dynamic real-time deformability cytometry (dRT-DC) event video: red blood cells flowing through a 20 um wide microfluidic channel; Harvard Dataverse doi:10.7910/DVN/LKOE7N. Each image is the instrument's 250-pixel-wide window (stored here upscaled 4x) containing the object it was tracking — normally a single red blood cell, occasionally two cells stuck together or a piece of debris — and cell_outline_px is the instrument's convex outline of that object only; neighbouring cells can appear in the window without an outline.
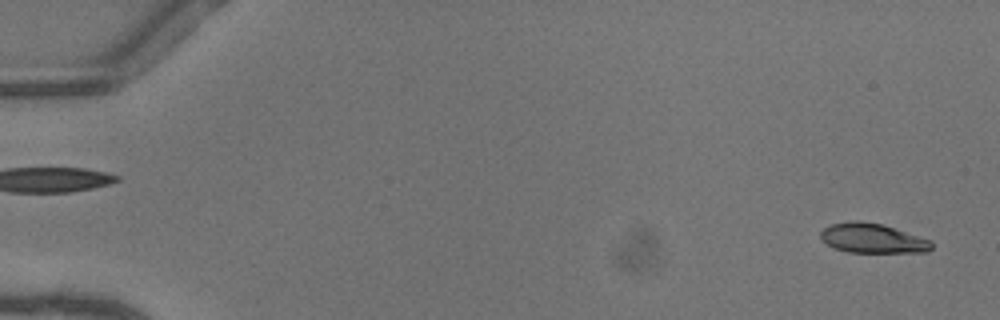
{"species": "common noctule bat (a hibernating species)", "species_latin": "Nyctalus noctula", "temperature_condition": "warm", "stored_images_in_passage": 51, "camera_frame_rate_fps": 3000, "um_per_image_px": 0.085, "animal": {"sex": "female"}, "frame": {"image": 1, "passage_image": 2, "time_ms": 0.333, "image_size_px": [1000, 320], "cell_outline_px": [[932, 248], [928, 252], [848, 252], [832, 248], [820, 236], [820, 232], [824, 228], [832, 224], [852, 220], [860, 220], [884, 224], [932, 240]], "centroid_in_image_um": [74.19, 20.24], "position_along_channel_um": 10.8, "area_um2": 19.31}}
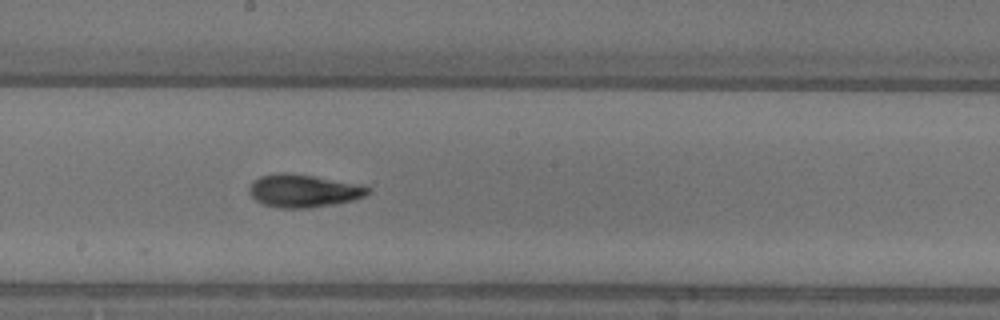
{"frame": {"image": 2, "passage_image": 29, "time_ms": 9.333, "image_size_px": [1000, 320], "cell_outline_px": [[368, 192], [364, 196], [352, 200], [332, 204], [308, 208], [280, 208], [264, 204], [256, 200], [248, 192], [248, 188], [260, 176], [276, 172], [284, 172], [312, 176], [360, 184], [368, 188]], "centroid_in_image_um": [25.75, 16.21], "position_along_channel_um": 222.4, "area_um2": 22.37}}
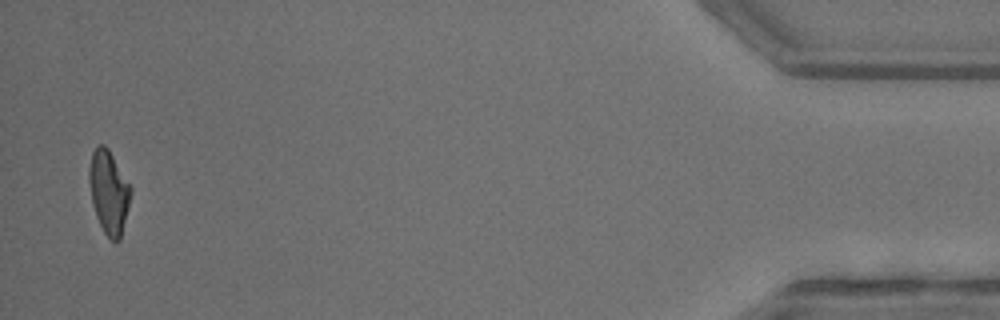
{"frame": {"image": 3, "passage_image": 50, "time_ms": 16.333, "image_size_px": [1000, 320], "cell_outline_px": [[132, 192], [120, 240], [116, 244], [104, 232], [96, 216], [92, 200], [88, 180], [88, 172], [92, 152], [100, 144], [104, 144], [108, 148], [132, 188]], "centroid_in_image_um": [9.25, 16.33], "position_along_channel_um": 425.9, "area_um2": 20.06}, "authors_computed_cell_mechanics": {"area_um2": 20.808, "velocity_mm_per_s": 4.1156, "shape_relaxation_time_tau1_ms": 3.6553, "shape_relaxation_time_tau2_ms": 2.1632, "deformation_change_tau1": 0.173, "deformation_change_tau2": 0.0878}}